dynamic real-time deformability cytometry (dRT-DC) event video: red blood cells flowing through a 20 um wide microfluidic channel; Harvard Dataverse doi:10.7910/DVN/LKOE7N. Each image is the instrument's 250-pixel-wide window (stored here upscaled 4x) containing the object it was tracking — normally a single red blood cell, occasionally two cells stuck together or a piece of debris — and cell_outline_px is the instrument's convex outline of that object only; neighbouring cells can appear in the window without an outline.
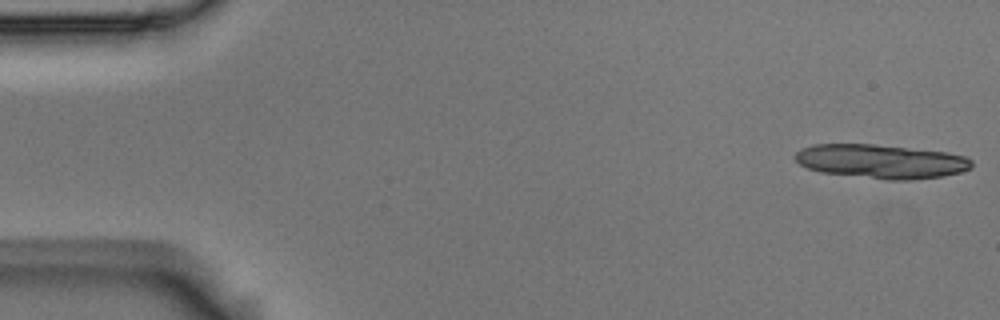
{"species": "Egyptian fruit bat (a non-hibernating species)", "species_latin": "Rousettus aegyptiacus", "temperature_condition": "room temperature", "stored_images_in_passage": 14, "camera_frame_rate_fps": 3000, "um_per_image_px": 0.085, "animal": {"sex": "male"}, "frame": {"image": 1, "passage_image": 1, "time_ms": 0.0, "image_size_px": [1000, 320], "cell_outline_px": [[972, 168], [960, 172], [940, 176], [908, 180], [888, 180], [820, 172], [808, 168], [800, 164], [796, 160], [796, 152], [800, 148], [812, 144], [872, 144], [948, 152], [964, 156], [972, 160]], "centroid_in_image_um": [74.88, 13.71], "position_along_channel_um": 10.1, "area_um2": 34.91}}